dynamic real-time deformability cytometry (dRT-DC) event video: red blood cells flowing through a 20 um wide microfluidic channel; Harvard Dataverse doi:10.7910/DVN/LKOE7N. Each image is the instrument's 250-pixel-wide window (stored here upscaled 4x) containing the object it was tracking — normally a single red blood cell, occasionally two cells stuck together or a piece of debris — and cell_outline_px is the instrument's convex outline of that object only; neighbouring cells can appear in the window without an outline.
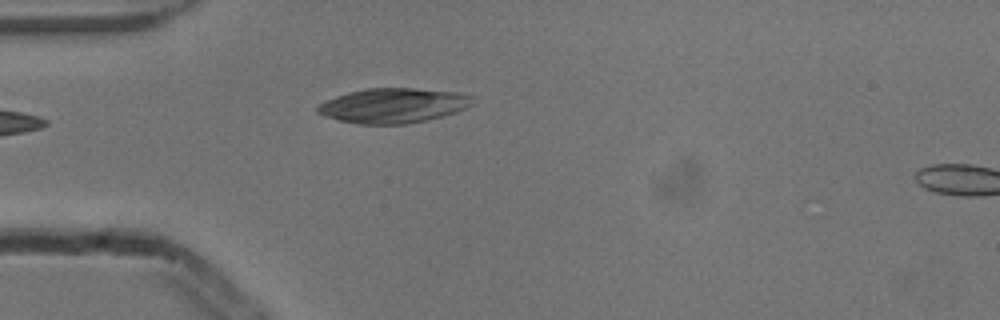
{"species": "common noctule bat (a hibernating species)", "species_latin": "Nyctalus noctula", "temperature_condition": "cold", "stored_images_in_passage": 5, "camera_frame_rate_fps": 3000, "um_per_image_px": 0.085, "animal": {"sex": "male", "body_mass_g": 13.3}, "frame": {"image": 1, "passage_image": 4, "time_ms": 1.0, "image_size_px": [1000, 320], "cell_outline_px": [[472, 104], [456, 112], [424, 120], [404, 124], [360, 124], [340, 120], [324, 116], [316, 112], [316, 108], [320, 104], [336, 96], [348, 92], [368, 88], [412, 88], [456, 92], [472, 96]], "centroid_in_image_um": [33.39, 8.96], "position_along_channel_um": 51.6, "area_um2": 30.98}}